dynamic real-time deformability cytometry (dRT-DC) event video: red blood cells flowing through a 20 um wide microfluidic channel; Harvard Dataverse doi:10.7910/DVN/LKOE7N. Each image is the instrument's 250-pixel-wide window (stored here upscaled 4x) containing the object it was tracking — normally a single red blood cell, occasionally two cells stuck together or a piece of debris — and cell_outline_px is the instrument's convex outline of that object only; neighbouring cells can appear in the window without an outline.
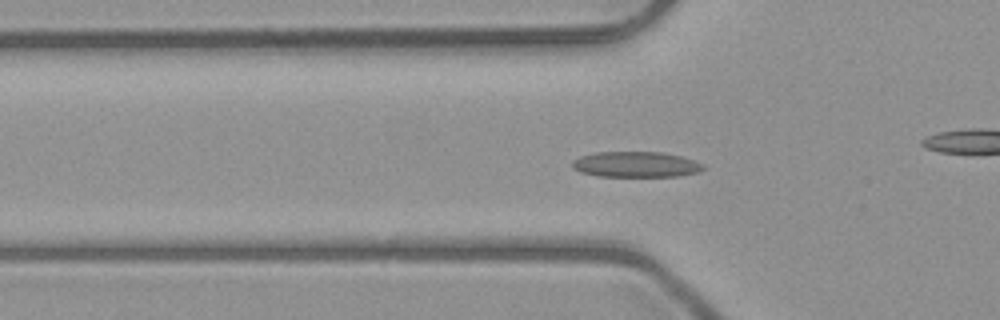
{"species": "common noctule bat (a hibernating species)", "species_latin": "Nyctalus noctula", "temperature_condition": "room temperature", "stored_images_in_passage": 41, "camera_frame_rate_fps": 3000, "um_per_image_px": 0.085, "animal": {"sex": "male", "body_mass_g": 23.1, "forearm_length_mm": 52.7}, "frame": {"image": 1, "passage_image": 6, "time_ms": 1.667, "image_size_px": [1000, 320], "cell_outline_px": [[704, 168], [700, 172], [680, 176], [596, 176], [580, 172], [572, 168], [572, 160], [580, 156], [596, 152], [664, 152], [680, 156], [704, 164]], "centroid_in_image_um": [54.03, 13.98], "position_along_channel_um": 71.8, "area_um2": 19.65}}
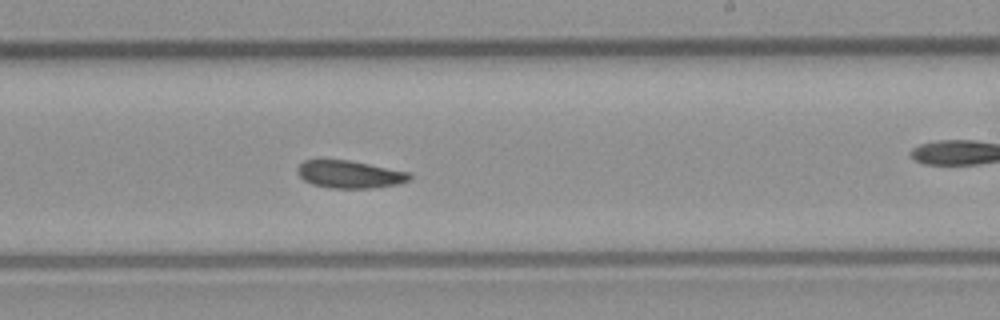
{"frame": {"image": 2, "passage_image": 20, "time_ms": 6.333, "image_size_px": [1000, 320], "cell_outline_px": [[412, 176], [408, 180], [396, 184], [368, 188], [328, 188], [312, 184], [304, 180], [296, 172], [296, 168], [304, 160], [348, 160], [408, 172]], "centroid_in_image_um": [29.66, 14.82], "position_along_channel_um": 259.3, "area_um2": 17.74}}
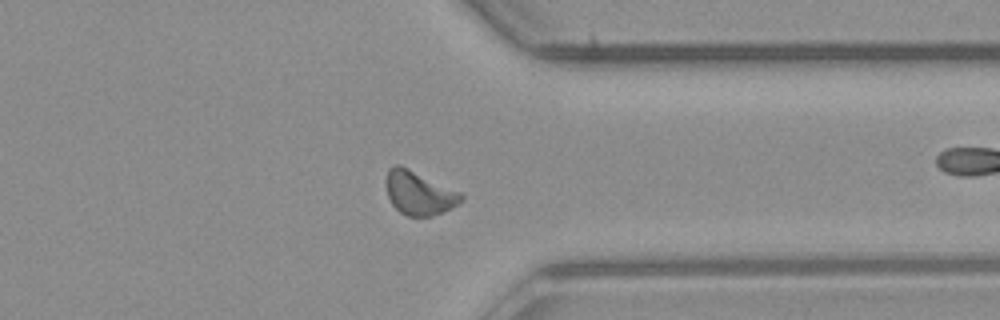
{"frame": {"image": 3, "passage_image": 29, "time_ms": 9.333, "image_size_px": [1000, 320], "cell_outline_px": [[464, 200], [452, 208], [432, 216], [408, 216], [400, 212], [392, 204], [388, 196], [388, 168], [396, 164], [400, 164], [460, 192], [464, 196]], "centroid_in_image_um": [35.65, 16.41], "position_along_channel_um": 375.7, "area_um2": 18.84}}